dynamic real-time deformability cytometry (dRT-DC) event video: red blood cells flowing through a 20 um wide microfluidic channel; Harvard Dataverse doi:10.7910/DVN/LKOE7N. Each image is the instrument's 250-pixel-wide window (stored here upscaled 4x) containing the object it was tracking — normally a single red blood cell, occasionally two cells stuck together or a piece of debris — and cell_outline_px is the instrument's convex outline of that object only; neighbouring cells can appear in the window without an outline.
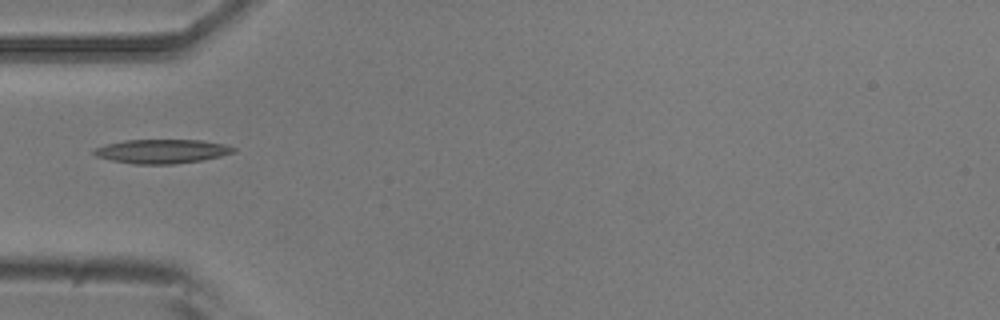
{"species": "common noctule bat (a hibernating species)", "species_latin": "Nyctalus noctula", "temperature_condition": "room temperature", "stored_images_in_passage": 5, "camera_frame_rate_fps": 3000, "um_per_image_px": 0.085, "animal": {"sex": "male", "body_mass_g": 20.5, "forearm_length_mm": 52.5}, "frame": {"image": 1, "passage_image": 5, "time_ms": 4.333, "image_size_px": [1000, 320], "cell_outline_px": [[236, 152], [220, 156], [200, 160], [172, 164], [136, 164], [112, 160], [96, 156], [92, 152], [92, 148], [104, 144], [124, 140], [200, 140], [224, 144], [236, 148]], "centroid_in_image_um": [13.72, 12.85], "position_along_channel_um": 71.3, "area_um2": 19.54}}